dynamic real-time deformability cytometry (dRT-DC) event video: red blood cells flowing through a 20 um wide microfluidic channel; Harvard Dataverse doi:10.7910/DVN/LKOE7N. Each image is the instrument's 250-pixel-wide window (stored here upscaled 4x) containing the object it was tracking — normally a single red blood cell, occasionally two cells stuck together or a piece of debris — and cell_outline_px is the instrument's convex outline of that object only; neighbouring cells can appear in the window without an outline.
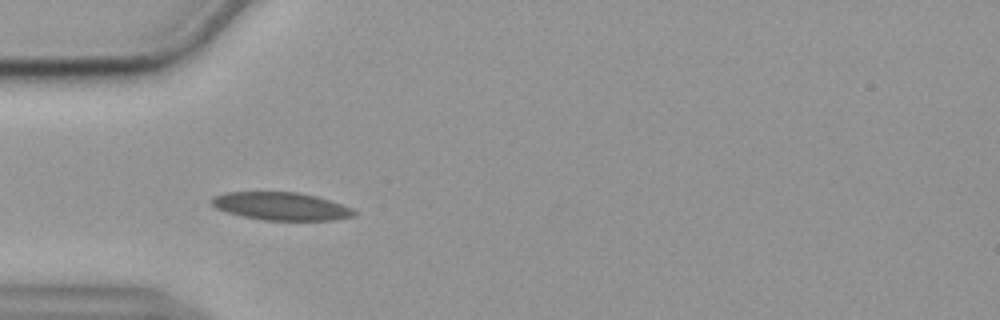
{"species": "common noctule bat (a hibernating species)", "species_latin": "Nyctalus noctula", "temperature_condition": "cold", "stored_images_in_passage": 43, "camera_frame_rate_fps": 3000, "um_per_image_px": 0.085, "animal": {"sex": "female", "body_mass_g": 19.9}, "frame": {"image": 1, "passage_image": 7, "time_ms": 2.0, "image_size_px": [1000, 320], "cell_outline_px": [[356, 216], [332, 220], [264, 220], [244, 216], [228, 212], [216, 208], [208, 200], [212, 196], [228, 192], [296, 192], [316, 196], [352, 208], [356, 212]], "centroid_in_image_um": [23.87, 17.53], "position_along_channel_um": 61.1, "area_um2": 23.0}}
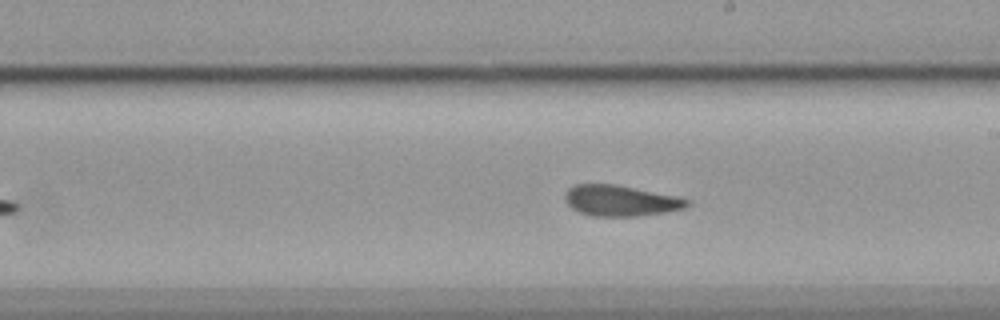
{"frame": {"image": 2, "passage_image": 22, "time_ms": 7.0, "image_size_px": [1000, 320], "cell_outline_px": [[692, 204], [684, 208], [664, 212], [636, 216], [592, 216], [580, 212], [572, 208], [564, 200], [564, 192], [572, 184], [616, 184], [680, 196], [688, 200]], "centroid_in_image_um": [52.74, 17.04], "position_along_channel_um": 236.3, "area_um2": 22.2}}
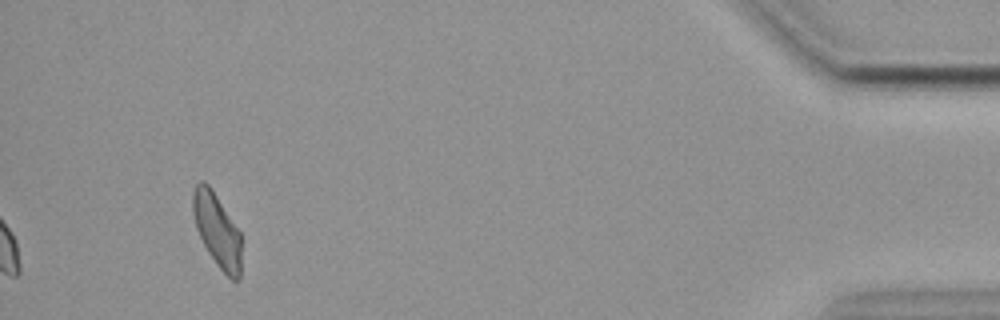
{"frame": {"image": 3, "passage_image": 43, "time_ms": 14.0, "image_size_px": [1000, 320], "cell_outline_px": [[240, 280], [232, 280], [216, 264], [208, 252], [196, 228], [192, 212], [192, 192], [196, 184], [200, 180], [204, 180], [212, 188], [240, 232]], "centroid_in_image_um": [18.43, 19.52], "position_along_channel_um": 416.8, "area_um2": 20.69}, "authors_computed_cell_mechanics": {"area_um2": 21.964, "velocity_mm_per_s": 3.5586, "shape_relaxation_time_tau1_ms": null, "shape_relaxation_time_tau2_ms": 3.3169, "deformation_change_tau1": null, "deformation_change_tau2": 0.0669}}